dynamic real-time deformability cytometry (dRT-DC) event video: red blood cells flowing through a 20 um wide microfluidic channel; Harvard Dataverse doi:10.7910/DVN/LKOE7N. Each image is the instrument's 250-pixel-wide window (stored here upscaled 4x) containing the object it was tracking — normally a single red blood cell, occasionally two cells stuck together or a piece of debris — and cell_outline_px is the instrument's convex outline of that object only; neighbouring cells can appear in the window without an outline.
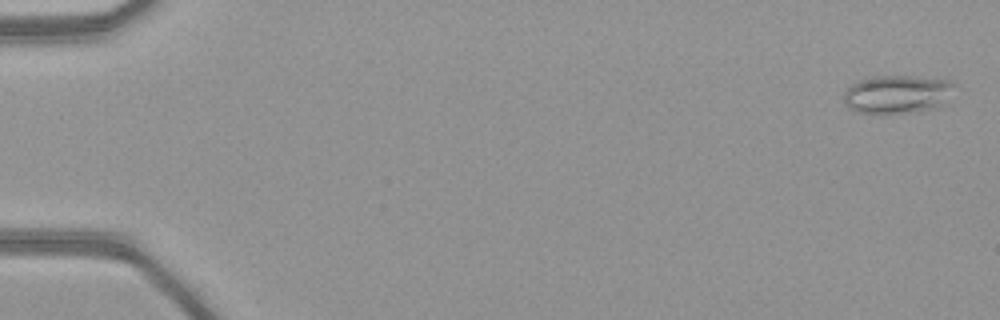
{"species": "common noctule bat (a hibernating species)", "species_latin": "Nyctalus noctula", "temperature_condition": "warm", "stored_images_in_passage": 51, "camera_frame_rate_fps": 3000, "um_per_image_px": 0.085, "animal": {"sex": "female", "body_mass_g": 21.9}, "frame": {"image": 1, "passage_image": 2, "time_ms": 0.333, "image_size_px": [1000, 320], "cell_outline_px": [[956, 84], [944, 104], [932, 108], [896, 112], [860, 112], [848, 108], [844, 100], [844, 92], [852, 84], [860, 80], [872, 76], [908, 76], [952, 80]], "centroid_in_image_um": [76.27, 7.97], "position_along_channel_um": 8.7, "area_um2": 24.1}}
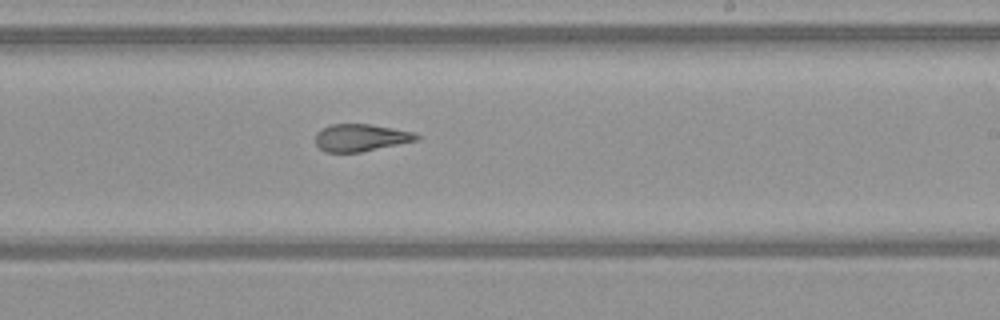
{"frame": {"image": 2, "passage_image": 32, "time_ms": 10.333, "image_size_px": [1000, 320], "cell_outline_px": [[420, 136], [416, 140], [360, 152], [324, 152], [316, 144], [316, 132], [320, 128], [332, 124], [372, 124], [412, 132]], "centroid_in_image_um": [30.6, 11.69], "position_along_channel_um": 258.4, "area_um2": 15.9}}
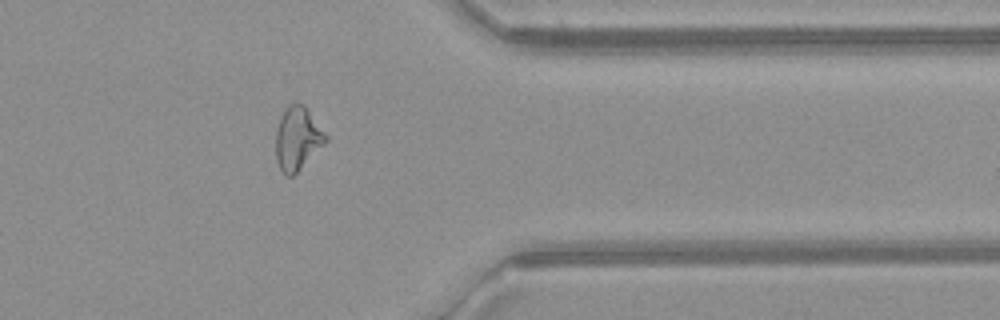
{"frame": {"image": 3, "passage_image": 42, "time_ms": 13.667, "image_size_px": [1000, 320], "cell_outline_px": [[328, 140], [292, 176], [284, 176], [276, 160], [276, 128], [280, 116], [284, 108], [292, 104], [304, 104], [328, 136]], "centroid_in_image_um": [25.27, 11.76], "position_along_channel_um": 386.1, "area_um2": 18.26}, "authors_computed_cell_mechanics": {"area_um2": 19.1896, "velocity_mm_per_s": 4.1491, "shape_relaxation_time_tau1_ms": null, "shape_relaxation_time_tau2_ms": 1.8478, "deformation_change_tau1": null, "deformation_change_tau2": 0.1101}}